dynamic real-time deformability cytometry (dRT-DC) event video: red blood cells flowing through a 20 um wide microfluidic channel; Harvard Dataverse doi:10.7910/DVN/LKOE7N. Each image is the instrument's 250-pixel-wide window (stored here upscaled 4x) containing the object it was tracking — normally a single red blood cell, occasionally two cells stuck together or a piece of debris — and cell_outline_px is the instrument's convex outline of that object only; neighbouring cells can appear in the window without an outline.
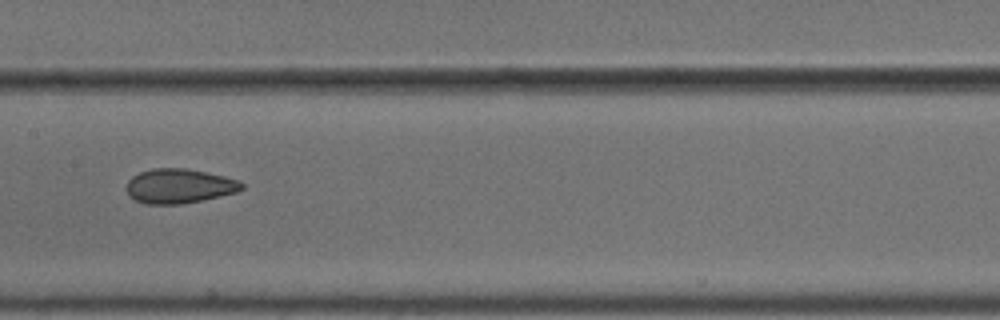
{"species": "common noctule bat (a hibernating species)", "species_latin": "Nyctalus noctula", "temperature_condition": "cold", "stored_images_in_passage": 10, "camera_frame_rate_fps": 3000, "um_per_image_px": 0.085, "animal": {"sex": "male", "body_mass_g": 18.8}, "frame": {"image": 1, "passage_image": 9, "time_ms": 2.667, "image_size_px": [1000, 320], "cell_outline_px": [[244, 188], [236, 192], [220, 196], [180, 204], [148, 204], [136, 200], [128, 192], [128, 180], [132, 176], [140, 172], [152, 168], [184, 168], [224, 176], [240, 180], [244, 184]], "centroid_in_image_um": [15.26, 15.8], "position_along_channel_um": 192.1, "area_um2": 22.89}}
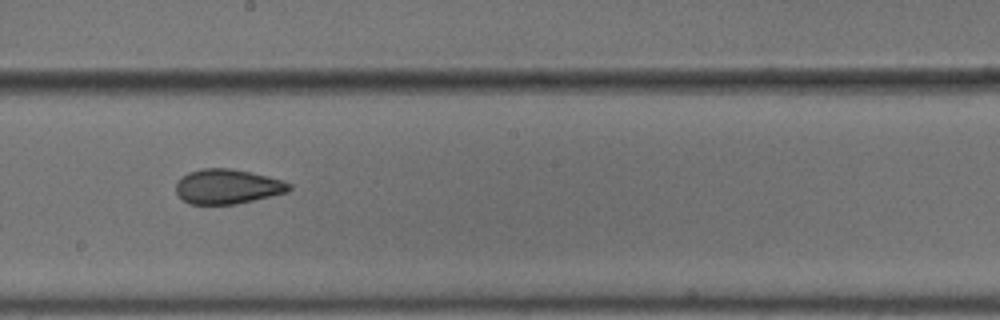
{"frame": {"image": 2, "passage_image": 10, "time_ms": 3.0, "image_size_px": [1000, 320], "cell_outline_px": [[292, 188], [288, 192], [236, 204], [192, 204], [184, 200], [176, 192], [176, 184], [180, 176], [188, 172], [200, 168], [228, 168], [268, 176], [292, 184]], "centroid_in_image_um": [19.32, 15.85], "position_along_channel_um": 228.9, "area_um2": 22.83}}